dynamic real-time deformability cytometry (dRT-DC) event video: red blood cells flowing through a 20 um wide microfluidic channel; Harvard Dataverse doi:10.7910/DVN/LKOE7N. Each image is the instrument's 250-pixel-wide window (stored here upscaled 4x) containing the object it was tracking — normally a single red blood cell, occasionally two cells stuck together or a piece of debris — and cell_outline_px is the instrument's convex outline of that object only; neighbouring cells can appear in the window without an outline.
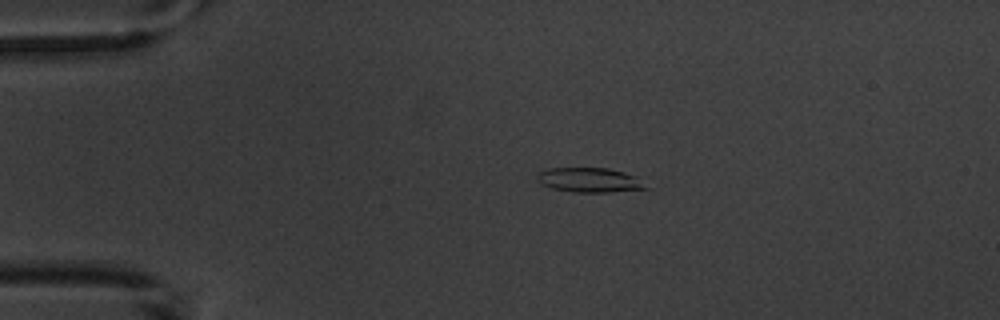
{"species": "common noctule bat (a hibernating species)", "species_latin": "Nyctalus noctula", "temperature_condition": "warm", "stored_images_in_passage": 5, "camera_frame_rate_fps": 3000, "um_per_image_px": 0.085, "animal": {"sex": "male", "body_mass_g": 20.1, "forearm_length_mm": 53.5}, "frame": {"image": 1, "passage_image": 3, "time_ms": 2.333, "image_size_px": [1000, 320], "cell_outline_px": [[652, 188], [608, 192], [572, 192], [552, 188], [540, 184], [536, 180], [536, 176], [540, 172], [548, 168], [608, 168], [624, 172], [632, 176]], "centroid_in_image_um": [50.06, 15.31], "position_along_channel_um": 34.9, "area_um2": 15.49}}